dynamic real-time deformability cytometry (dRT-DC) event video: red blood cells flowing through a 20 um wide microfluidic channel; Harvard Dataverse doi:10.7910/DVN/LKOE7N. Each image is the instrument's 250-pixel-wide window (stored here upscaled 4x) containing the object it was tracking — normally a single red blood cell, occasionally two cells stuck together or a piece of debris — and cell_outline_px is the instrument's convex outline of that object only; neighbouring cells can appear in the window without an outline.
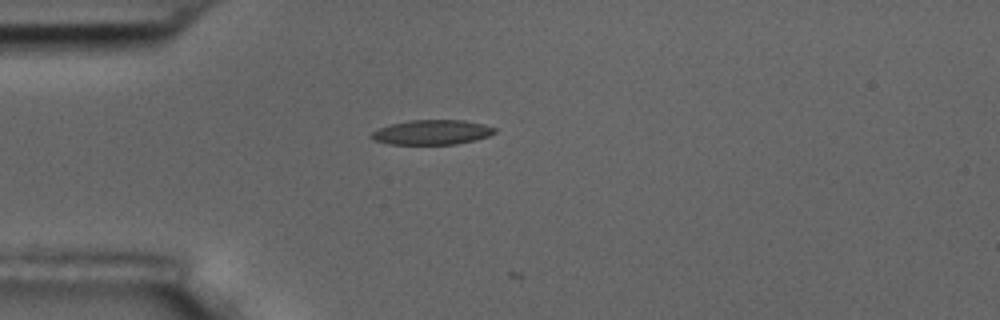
{"species": "common noctule bat (a hibernating species)", "species_latin": "Nyctalus noctula", "temperature_condition": "room temperature", "stored_images_in_passage": 2, "camera_frame_rate_fps": 3000, "um_per_image_px": 0.085, "animal": {"sex": "male", "body_mass_g": 17.5, "forearm_length_mm": 52.3}, "frame": {"image": 1, "passage_image": 1, "time_ms": 0.0, "image_size_px": [1000, 320], "cell_outline_px": [[496, 132], [488, 136], [456, 144], [388, 144], [376, 140], [368, 136], [372, 132], [388, 124], [408, 120], [464, 120], [484, 124], [496, 128]], "centroid_in_image_um": [36.7, 11.23], "position_along_channel_um": 48.3, "area_um2": 17.74}}